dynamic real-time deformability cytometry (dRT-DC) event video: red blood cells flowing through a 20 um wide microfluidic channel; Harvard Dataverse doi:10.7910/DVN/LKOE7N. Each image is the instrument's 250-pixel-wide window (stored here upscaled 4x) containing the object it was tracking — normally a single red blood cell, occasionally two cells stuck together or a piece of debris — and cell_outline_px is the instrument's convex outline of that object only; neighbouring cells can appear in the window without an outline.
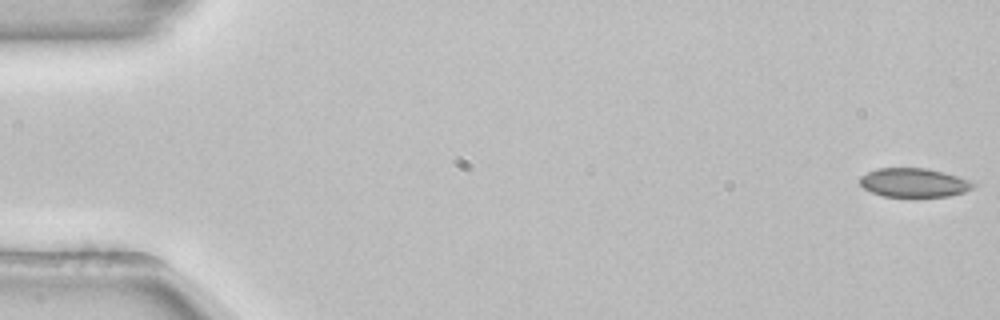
{"species": "common noctule bat (a hibernating species)", "species_latin": "Nyctalus noctula", "temperature_condition": "room temperature", "stored_images_in_passage": 53, "camera_frame_rate_fps": 3000, "um_per_image_px": 0.085, "animal": {"sex": "female", "body_mass_g": 22.7, "forearm_length_mm": 54.2}, "frame": {"image": 1, "passage_image": 1, "time_ms": 0.0, "image_size_px": [1000, 320], "cell_outline_px": [[976, 184], [972, 188], [964, 192], [948, 196], [884, 196], [872, 192], [864, 188], [860, 184], [860, 176], [876, 168], [924, 168], [944, 172], [972, 180]], "centroid_in_image_um": [77.7, 15.51], "position_along_channel_um": 7.3, "area_um2": 19.02}}
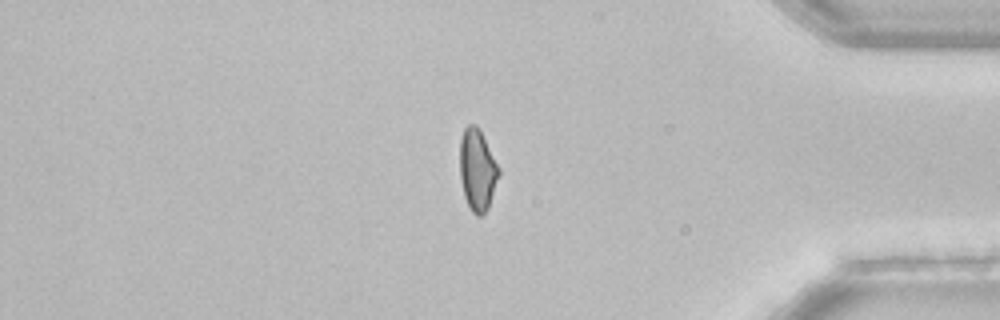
{"frame": {"image": 2, "passage_image": 45, "time_ms": 14.667, "image_size_px": [1000, 320], "cell_outline_px": [[500, 172], [488, 208], [480, 216], [476, 216], [472, 212], [464, 196], [460, 176], [460, 140], [464, 128], [468, 124], [476, 124], [500, 168]], "centroid_in_image_um": [40.57, 14.44], "position_along_channel_um": 394.6, "area_um2": 18.32}}
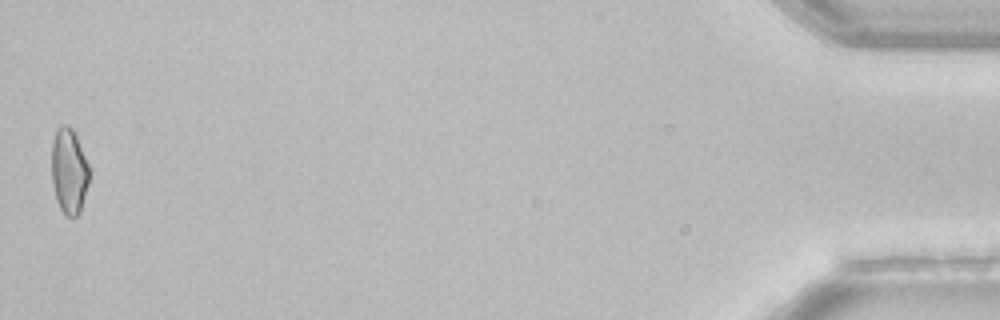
{"frame": {"image": 3, "passage_image": 53, "time_ms": 17.333, "image_size_px": [1000, 320], "cell_outline_px": [[88, 184], [80, 212], [76, 216], [64, 216], [56, 200], [52, 180], [52, 140], [56, 128], [64, 124], [72, 128], [76, 136], [88, 164]], "centroid_in_image_um": [5.84, 14.55], "position_along_channel_um": 429.4, "area_um2": 18.61}, "authors_computed_cell_mechanics": {"area_um2": 19.363, "velocity_mm_per_s": 3.8785, "shape_relaxation_time_tau1_ms": null, "shape_relaxation_time_tau2_ms": 5.2301, "deformation_change_tau1": null, "deformation_change_tau2": 0.0805}}